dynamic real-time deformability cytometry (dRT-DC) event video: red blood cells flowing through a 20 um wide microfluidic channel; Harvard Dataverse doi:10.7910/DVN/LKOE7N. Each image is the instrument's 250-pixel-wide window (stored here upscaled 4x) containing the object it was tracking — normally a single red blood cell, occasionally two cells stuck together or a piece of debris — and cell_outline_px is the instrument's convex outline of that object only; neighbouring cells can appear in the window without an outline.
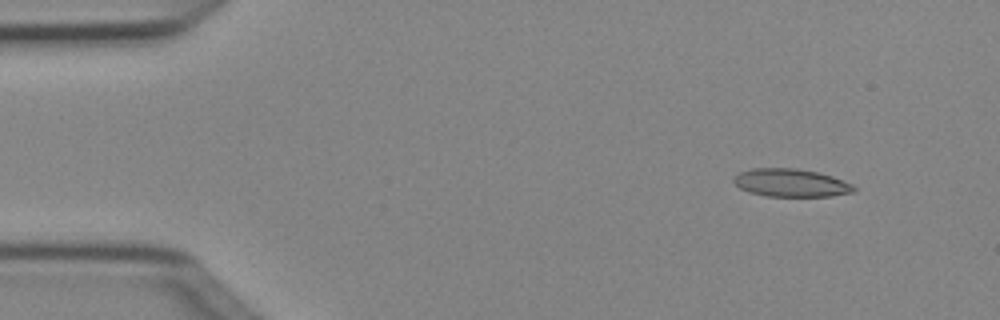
{"species": "Egyptian fruit bat (a non-hibernating species)", "species_latin": "Rousettus aegyptiacus", "temperature_condition": "cold", "stored_images_in_passage": 5, "camera_frame_rate_fps": 3000, "um_per_image_px": 0.085, "animal": {"sex": "female"}, "frame": {"image": 1, "passage_image": 1, "time_ms": 0.0, "image_size_px": [1000, 320], "cell_outline_px": [[856, 192], [832, 196], [768, 196], [748, 192], [740, 188], [732, 180], [740, 172], [752, 168], [796, 168], [816, 172], [832, 176], [852, 184], [856, 188]], "centroid_in_image_um": [67.25, 15.54], "position_along_channel_um": 17.8, "area_um2": 19.54}}
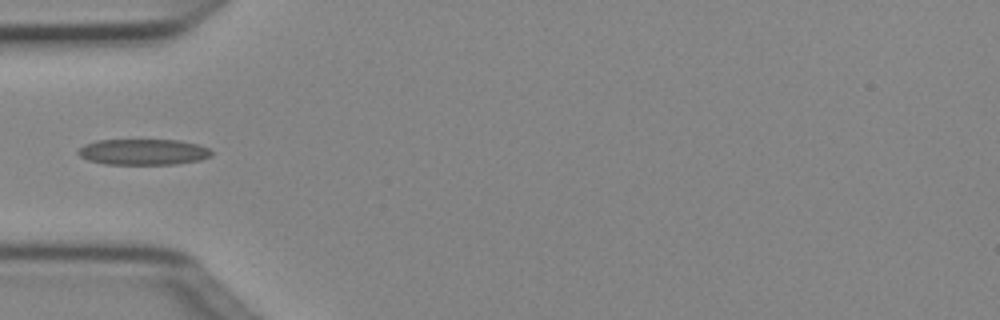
{"frame": {"image": 2, "passage_image": 4, "time_ms": 1.0, "image_size_px": [1000, 320], "cell_outline_px": [[212, 156], [200, 160], [176, 164], [104, 164], [88, 160], [80, 156], [76, 152], [84, 144], [96, 140], [180, 140], [196, 144], [208, 148], [212, 152]], "centroid_in_image_um": [12.16, 12.91], "position_along_channel_um": 72.8, "area_um2": 20.17}}
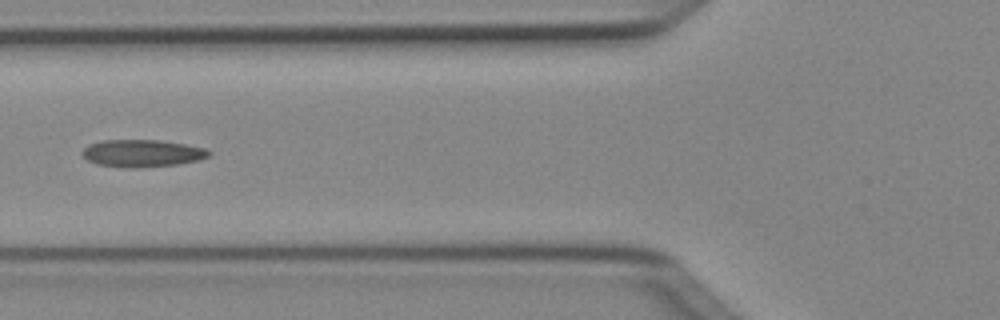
{"frame": {"image": 3, "passage_image": 5, "time_ms": 1.333, "image_size_px": [1000, 320], "cell_outline_px": [[212, 152], [208, 156], [200, 160], [176, 164], [136, 168], [128, 168], [96, 164], [88, 160], [80, 152], [88, 144], [104, 140], [160, 140], [208, 148]], "centroid_in_image_um": [12.09, 13.02], "position_along_channel_um": 113.7, "area_um2": 20.23}}